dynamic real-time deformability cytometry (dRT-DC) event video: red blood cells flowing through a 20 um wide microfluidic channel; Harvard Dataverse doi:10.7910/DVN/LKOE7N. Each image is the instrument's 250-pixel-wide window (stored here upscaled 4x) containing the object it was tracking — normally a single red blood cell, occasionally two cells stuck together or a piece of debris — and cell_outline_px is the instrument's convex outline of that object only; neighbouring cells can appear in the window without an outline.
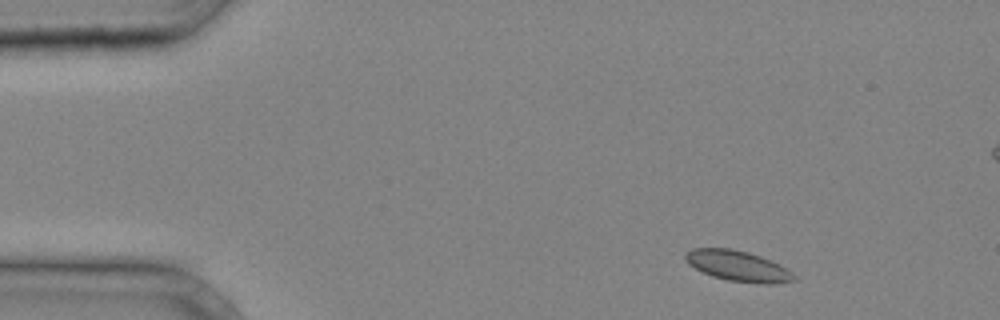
{"species": "common noctule bat (a hibernating species)", "species_latin": "Nyctalus noctula", "temperature_condition": "cold", "stored_images_in_passage": 35, "camera_frame_rate_fps": 3000, "um_per_image_px": 0.085, "animal": {"sex": "male", "body_mass_g": 20.4}, "frame": {"image": 1, "passage_image": 1, "time_ms": 0.0, "image_size_px": [1000, 320], "cell_outline_px": [[796, 280], [772, 284], [764, 284], [728, 280], [712, 276], [688, 264], [684, 260], [684, 256], [692, 248], [732, 248], [748, 252], [760, 256], [780, 264], [792, 272], [796, 276]], "centroid_in_image_um": [62.74, 22.6], "position_along_channel_um": 22.3, "area_um2": 19.31}}
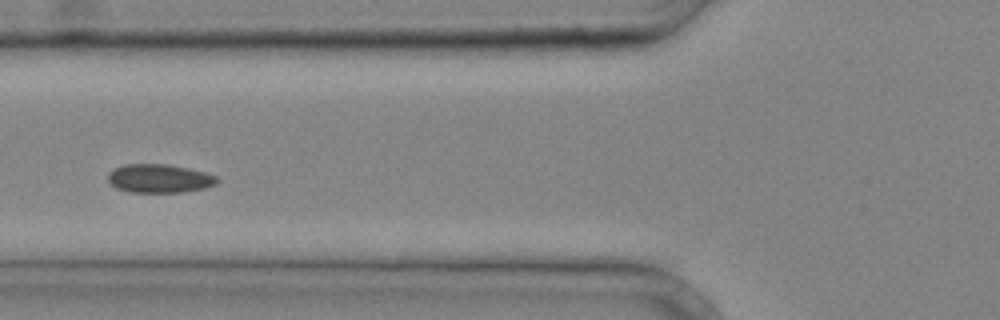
{"frame": {"image": 2, "passage_image": 11, "time_ms": 3.333, "image_size_px": [1000, 320], "cell_outline_px": [[220, 180], [216, 184], [204, 188], [184, 192], [128, 192], [116, 188], [108, 180], [108, 172], [112, 168], [124, 164], [168, 164], [188, 168], [204, 172], [216, 176]], "centroid_in_image_um": [13.52, 15.16], "position_along_channel_um": 112.3, "area_um2": 18.32}}
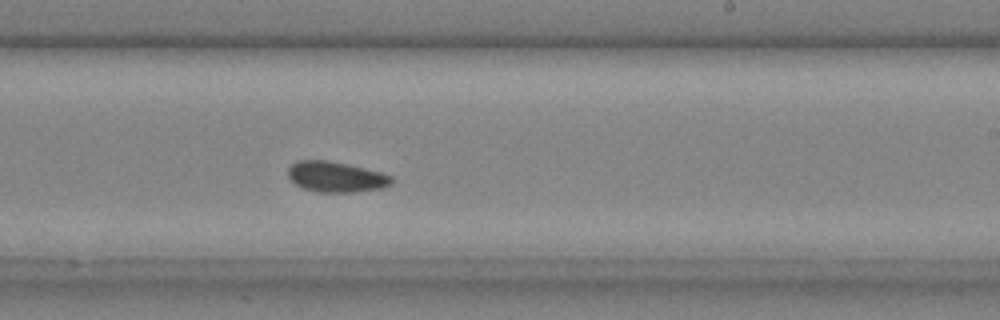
{"frame": {"image": 3, "passage_image": 20, "time_ms": 6.333, "image_size_px": [1000, 320], "cell_outline_px": [[392, 184], [380, 188], [356, 192], [320, 192], [304, 188], [296, 184], [288, 176], [288, 168], [296, 160], [328, 160], [348, 164], [380, 172], [392, 176]], "centroid_in_image_um": [28.55, 15.02], "position_along_channel_um": 260.4, "area_um2": 18.32}}